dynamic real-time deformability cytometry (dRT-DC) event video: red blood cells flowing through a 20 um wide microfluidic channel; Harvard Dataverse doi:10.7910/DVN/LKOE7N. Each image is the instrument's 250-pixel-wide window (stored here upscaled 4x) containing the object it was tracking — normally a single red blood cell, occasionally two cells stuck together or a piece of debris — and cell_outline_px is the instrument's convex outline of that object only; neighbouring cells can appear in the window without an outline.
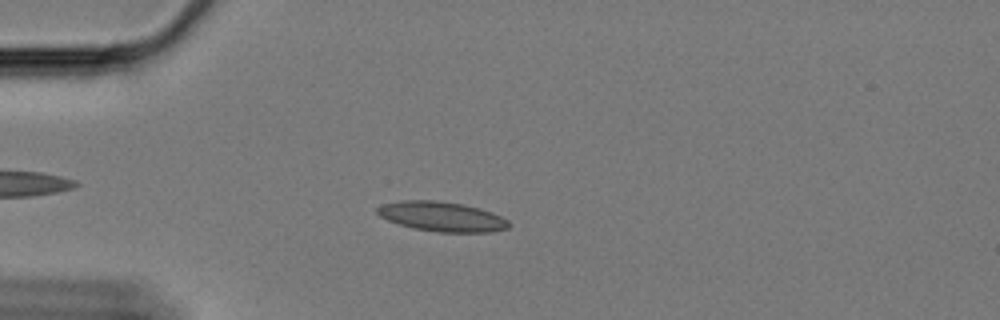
{"species": "Egyptian fruit bat (a non-hibernating species)", "species_latin": "Rousettus aegyptiacus", "temperature_condition": "cold", "stored_images_in_passage": 46, "camera_frame_rate_fps": 3000, "um_per_image_px": 0.085, "animal": {"sex": "female"}, "frame": {"image": 1, "passage_image": 2, "time_ms": 0.333, "image_size_px": [1000, 320], "cell_outline_px": [[508, 228], [488, 232], [440, 232], [412, 228], [388, 220], [380, 216], [376, 212], [376, 208], [380, 204], [404, 200], [436, 200], [460, 204], [492, 212], [508, 220]], "centroid_in_image_um": [37.5, 18.4], "position_along_channel_um": 47.5, "area_um2": 22.54}}
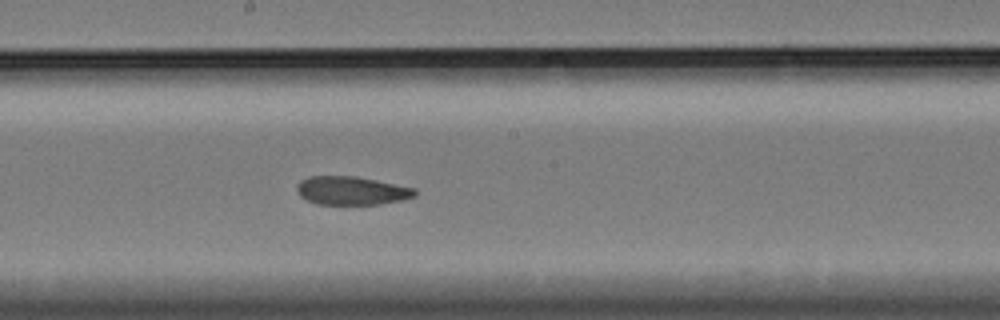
{"frame": {"image": 2, "passage_image": 19, "time_ms": 6.0, "image_size_px": [1000, 320], "cell_outline_px": [[416, 196], [400, 200], [380, 204], [316, 204], [300, 196], [296, 192], [296, 184], [300, 180], [308, 176], [356, 176], [416, 188]], "centroid_in_image_um": [29.85, 16.19], "position_along_channel_um": 218.4, "area_um2": 19.65}}
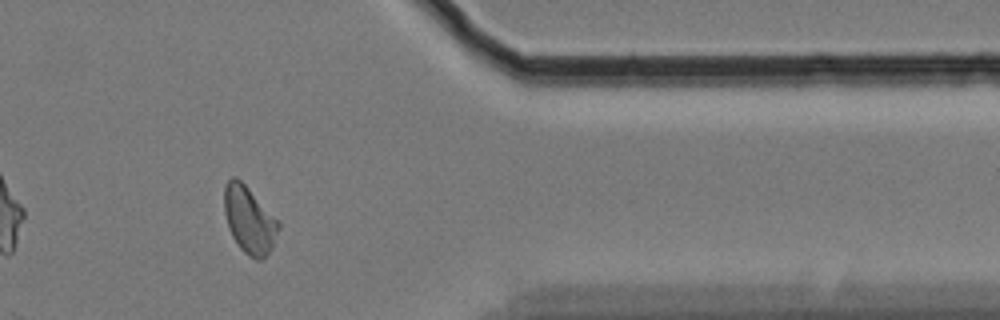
{"frame": {"image": 3, "passage_image": 36, "time_ms": 11.667, "image_size_px": [1000, 320], "cell_outline_px": [[280, 228], [272, 248], [260, 260], [256, 260], [248, 256], [240, 248], [232, 236], [228, 228], [224, 212], [224, 188], [228, 180], [232, 176], [236, 176], [280, 220]], "centroid_in_image_um": [21.2, 18.69], "position_along_channel_um": 390.2, "area_um2": 21.33}, "authors_computed_cell_mechanics": {"area_um2": 20.5768, "velocity_mm_per_s": 3.3171, "shape_relaxation_time_tau1_ms": null, "shape_relaxation_time_tau2_ms": 3.8409, "deformation_change_tau1": null, "deformation_change_tau2": 0.0643}}